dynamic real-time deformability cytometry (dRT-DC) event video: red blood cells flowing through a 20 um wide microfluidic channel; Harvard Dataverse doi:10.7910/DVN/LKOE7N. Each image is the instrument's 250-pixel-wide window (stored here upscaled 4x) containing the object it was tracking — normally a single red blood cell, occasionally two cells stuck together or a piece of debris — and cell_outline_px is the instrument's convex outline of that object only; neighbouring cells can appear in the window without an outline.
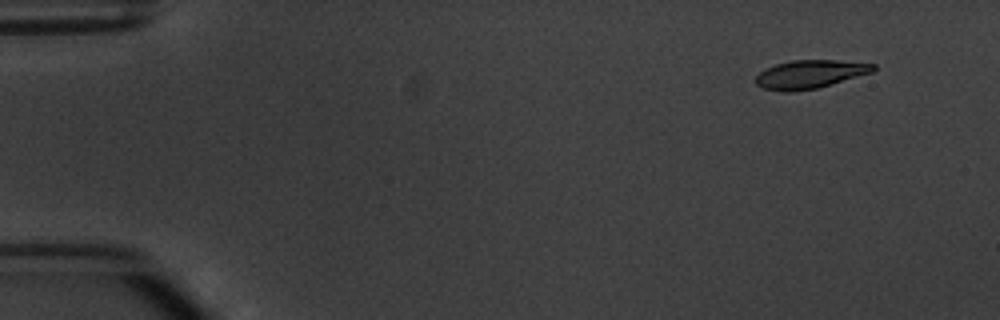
{"species": "common noctule bat (a hibernating species)", "species_latin": "Nyctalus noctula", "temperature_condition": "warm", "stored_images_in_passage": 5, "camera_frame_rate_fps": 3000, "um_per_image_px": 0.085, "animal": {"sex": "male", "body_mass_g": 20.1, "forearm_length_mm": 53.5}, "frame": {"image": 1, "passage_image": 1, "time_ms": 0.0, "image_size_px": [1000, 320], "cell_outline_px": [[876, 68], [872, 72], [816, 88], [792, 92], [784, 92], [764, 88], [756, 84], [756, 76], [764, 68], [776, 64], [792, 60], [836, 60], [876, 64]], "centroid_in_image_um": [68.82, 6.3], "position_along_channel_um": 16.2, "area_um2": 19.25}}
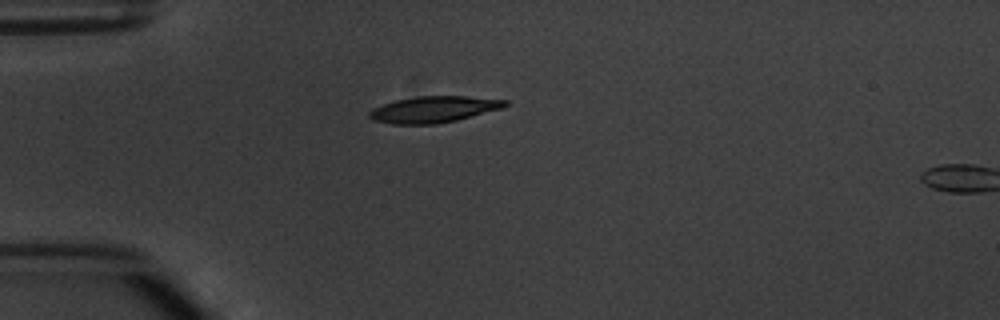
{"frame": {"image": 2, "passage_image": 4, "time_ms": 3.333, "image_size_px": [1000, 320], "cell_outline_px": [[508, 104], [504, 108], [456, 120], [436, 124], [392, 124], [372, 120], [368, 116], [368, 112], [372, 108], [396, 100], [416, 96], [464, 96], [508, 100]], "centroid_in_image_um": [36.86, 9.3], "position_along_channel_um": 48.1, "area_um2": 20.87}}